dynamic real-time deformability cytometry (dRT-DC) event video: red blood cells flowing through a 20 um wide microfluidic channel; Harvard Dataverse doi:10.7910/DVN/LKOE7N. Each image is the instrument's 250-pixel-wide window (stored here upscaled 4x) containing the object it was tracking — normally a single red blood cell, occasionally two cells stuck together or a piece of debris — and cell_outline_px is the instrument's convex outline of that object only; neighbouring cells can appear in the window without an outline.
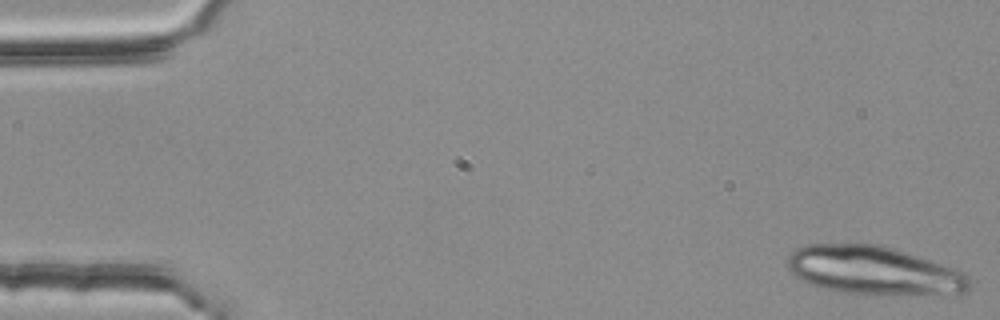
{"species": "common noctule bat (a hibernating species)", "species_latin": "Nyctalus noctula", "temperature_condition": "room temperature", "stored_images_in_passage": 4, "camera_frame_rate_fps": 3000, "um_per_image_px": 0.085, "animal": {"sex": "female", "body_mass_g": 25.1}, "frame": {"image": 1, "passage_image": 1, "time_ms": 0.0, "image_size_px": [1000, 320], "cell_outline_px": [[968, 288], [964, 292], [840, 292], [824, 288], [812, 284], [796, 276], [788, 268], [788, 256], [796, 248], [804, 244], [880, 244], [964, 272], [968, 276]], "centroid_in_image_um": [74.15, 22.93], "position_along_channel_um": 10.9, "area_um2": 49.13}}
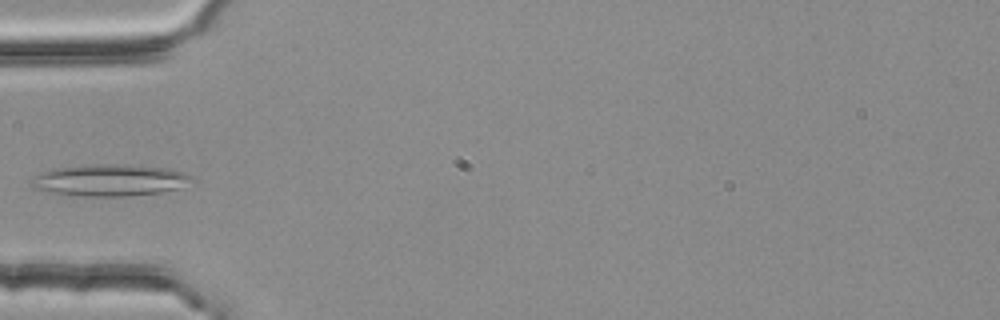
{"frame": {"image": 2, "passage_image": 4, "time_ms": 1.0, "image_size_px": [1000, 320], "cell_outline_px": [[196, 180], [184, 188], [164, 192], [124, 196], [60, 196], [32, 188], [28, 184], [36, 176], [52, 168], [84, 164], [124, 164], [172, 168], [184, 172], [192, 176]], "centroid_in_image_um": [9.36, 15.32], "position_along_channel_um": 75.6, "area_um2": 30.75}}